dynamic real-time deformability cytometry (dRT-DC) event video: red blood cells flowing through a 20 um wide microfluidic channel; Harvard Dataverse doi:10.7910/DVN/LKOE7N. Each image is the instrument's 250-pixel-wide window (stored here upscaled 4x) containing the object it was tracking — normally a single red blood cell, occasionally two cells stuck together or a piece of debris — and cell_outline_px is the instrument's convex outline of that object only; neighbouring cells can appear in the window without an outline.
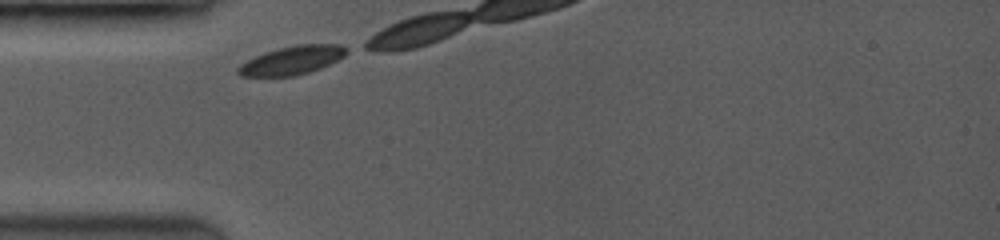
{"species": "common noctule bat (a hibernating species)", "species_latin": "Nyctalus noctula", "temperature_condition": "room temperature", "stored_images_in_passage": 2, "camera_frame_rate_fps": 3500, "um_per_image_px": 0.085, "animal": {"sex": "female", "body_mass_g": 19.0, "forearm_length_mm": 53.3}, "frame": {"image": 1, "passage_image": 1, "time_ms": 0.0, "image_size_px": [1000, 240], "cell_outline_px": [[348, 52], [344, 56], [320, 68], [308, 72], [292, 76], [240, 76], [236, 72], [236, 68], [240, 64], [264, 52], [296, 44], [340, 44], [348, 48]], "centroid_in_image_um": [24.81, 5.11], "position_along_channel_um": 60.2, "area_um2": 17.92}}